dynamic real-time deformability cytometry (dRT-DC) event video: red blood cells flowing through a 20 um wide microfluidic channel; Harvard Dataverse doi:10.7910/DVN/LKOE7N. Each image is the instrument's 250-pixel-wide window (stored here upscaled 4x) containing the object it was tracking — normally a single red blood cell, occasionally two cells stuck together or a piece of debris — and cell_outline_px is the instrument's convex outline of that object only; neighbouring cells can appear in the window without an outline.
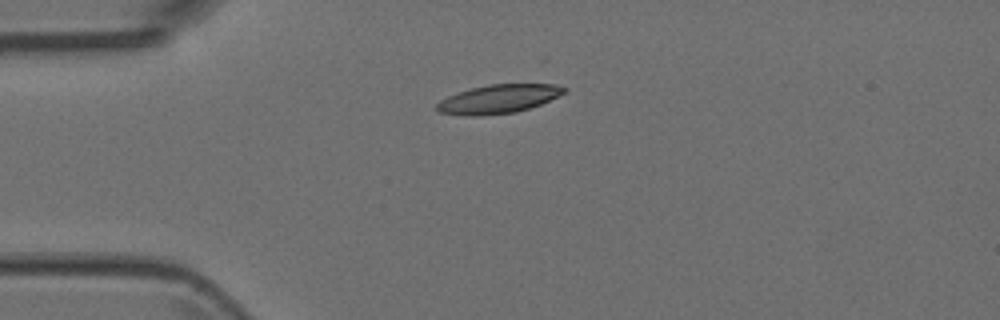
{"species": "Egyptian fruit bat (a non-hibernating species)", "species_latin": "Rousettus aegyptiacus", "temperature_condition": "room temperature", "stored_images_in_passage": 3, "camera_frame_rate_fps": 3000, "um_per_image_px": 0.085, "animal": {"sex": "female"}, "frame": {"image": 1, "passage_image": 1, "time_ms": 0.0, "image_size_px": [1000, 320], "cell_outline_px": [[568, 92], [540, 104], [516, 112], [476, 116], [468, 116], [440, 112], [436, 108], [436, 104], [440, 100], [448, 96], [472, 88], [488, 84], [556, 84], [568, 88]], "centroid_in_image_um": [42.41, 8.4], "position_along_channel_um": 42.6, "area_um2": 21.21}}
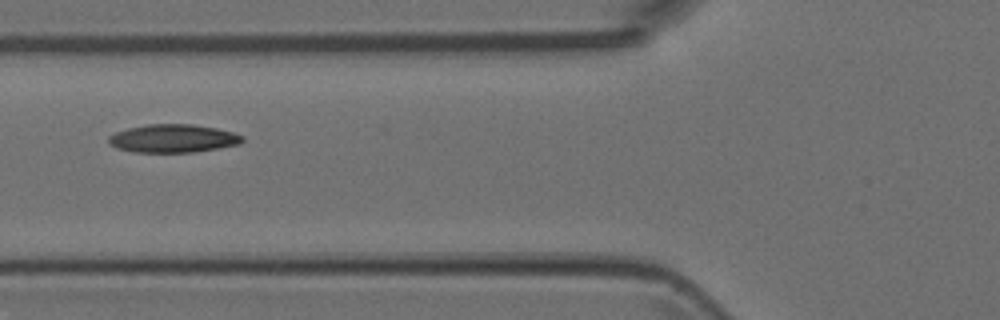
{"frame": {"image": 2, "passage_image": 3, "time_ms": 0.667, "image_size_px": [1000, 320], "cell_outline_px": [[244, 140], [240, 144], [192, 152], [136, 152], [116, 148], [108, 144], [108, 136], [116, 132], [128, 128], [148, 124], [192, 124], [216, 128], [232, 132], [244, 136]], "centroid_in_image_um": [14.69, 11.76], "position_along_channel_um": 111.1, "area_um2": 21.91}}